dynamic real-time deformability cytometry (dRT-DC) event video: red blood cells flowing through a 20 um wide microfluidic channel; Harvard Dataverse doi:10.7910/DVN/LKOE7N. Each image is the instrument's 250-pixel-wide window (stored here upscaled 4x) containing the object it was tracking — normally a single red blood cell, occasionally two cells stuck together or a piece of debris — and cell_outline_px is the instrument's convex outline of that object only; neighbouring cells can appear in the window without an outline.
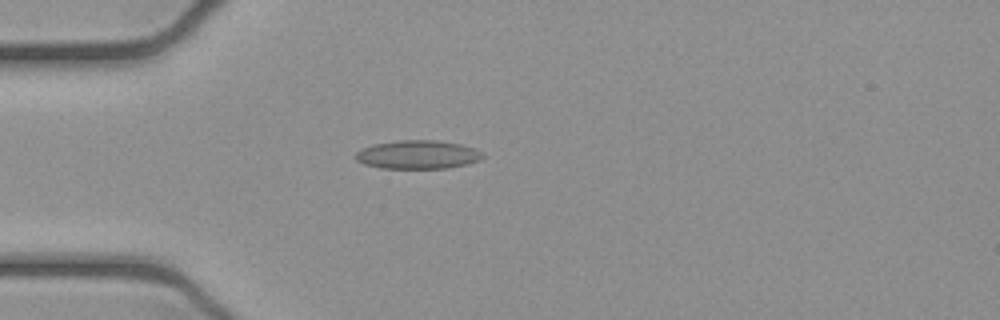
{"species": "common noctule bat (a hibernating species)", "species_latin": "Nyctalus noctula", "temperature_condition": "cold", "stored_images_in_passage": 52, "camera_frame_rate_fps": 3000, "um_per_image_px": 0.085, "animal": {"sex": "female", "body_mass_g": 21.9}, "frame": {"image": 1, "passage_image": 14, "time_ms": 4.333, "image_size_px": [1000, 320], "cell_outline_px": [[484, 156], [480, 160], [468, 164], [448, 168], [380, 168], [364, 164], [356, 160], [356, 152], [372, 144], [400, 140], [436, 140], [460, 144], [476, 148], [484, 152]], "centroid_in_image_um": [35.55, 13.14], "position_along_channel_um": 49.4, "area_um2": 21.27}}
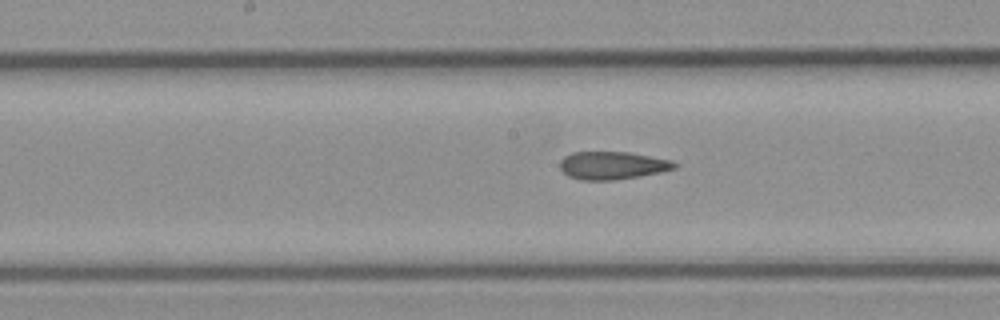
{"frame": {"image": 2, "passage_image": 26, "time_ms": 8.333, "image_size_px": [1000, 320], "cell_outline_px": [[680, 164], [676, 168], [660, 172], [640, 176], [616, 180], [580, 180], [568, 176], [560, 168], [560, 160], [564, 156], [572, 152], [628, 152], [672, 160]], "centroid_in_image_um": [52.06, 14.06], "position_along_channel_um": 196.1, "area_um2": 18.73}}
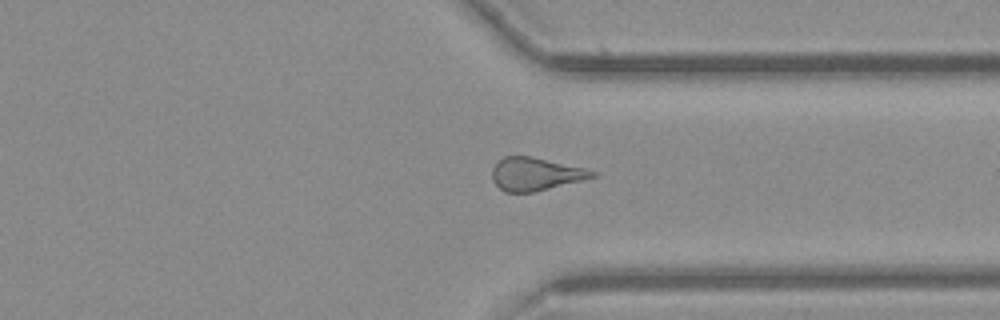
{"frame": {"image": 3, "passage_image": 39, "time_ms": 12.667, "image_size_px": [1000, 320], "cell_outline_px": [[596, 176], [532, 192], [504, 192], [492, 180], [492, 168], [504, 156], [532, 156], [584, 168], [596, 172]], "centroid_in_image_um": [45.47, 14.78], "position_along_channel_um": 365.9, "area_um2": 18.84}, "authors_computed_cell_mechanics": {"area_um2": 19.8254, "velocity_mm_per_s": 3.9283, "shape_relaxation_time_tau1_ms": null, "shape_relaxation_time_tau2_ms": 2.604, "deformation_change_tau1": null, "deformation_change_tau2": 0.1204}}